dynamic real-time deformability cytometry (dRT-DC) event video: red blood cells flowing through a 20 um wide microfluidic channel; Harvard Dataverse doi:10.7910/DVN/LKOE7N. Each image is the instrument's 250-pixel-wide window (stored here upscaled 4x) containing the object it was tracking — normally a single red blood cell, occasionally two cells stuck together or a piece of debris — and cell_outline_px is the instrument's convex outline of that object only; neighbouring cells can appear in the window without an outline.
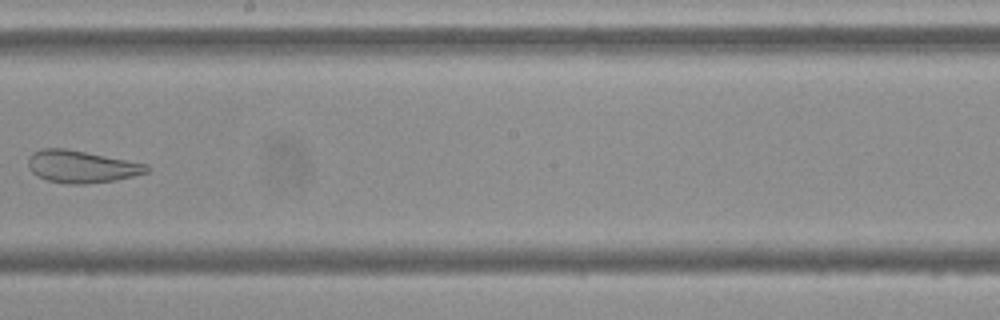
{"species": "Egyptian fruit bat (a non-hibernating species)", "species_latin": "Rousettus aegyptiacus", "temperature_condition": "cold", "stored_images_in_passage": 10, "camera_frame_rate_fps": 3000, "um_per_image_px": 0.085, "frame": {"image": 1, "passage_image": 9, "time_ms": 10.333, "image_size_px": [1000, 320], "cell_outline_px": [[148, 172], [132, 176], [112, 180], [84, 184], [68, 184], [48, 180], [36, 176], [28, 168], [28, 156], [32, 152], [40, 148], [64, 148], [148, 164]], "centroid_in_image_um": [6.85, 14.15], "position_along_channel_um": 241.3, "area_um2": 22.14}}